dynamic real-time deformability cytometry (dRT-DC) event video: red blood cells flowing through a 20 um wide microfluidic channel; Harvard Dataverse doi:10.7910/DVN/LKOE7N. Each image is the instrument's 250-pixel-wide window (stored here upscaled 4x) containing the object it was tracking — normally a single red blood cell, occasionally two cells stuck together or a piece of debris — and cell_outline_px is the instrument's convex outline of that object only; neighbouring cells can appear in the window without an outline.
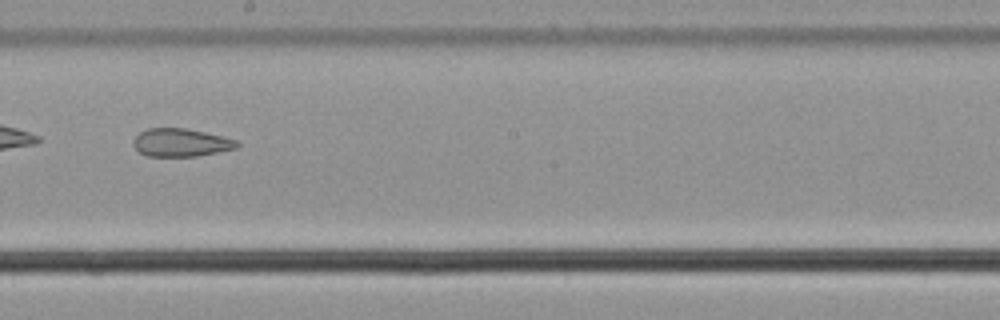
{"species": "common noctule bat (a hibernating species)", "species_latin": "Nyctalus noctula", "temperature_condition": "cold", "stored_images_in_passage": 49, "camera_frame_rate_fps": 3000, "um_per_image_px": 0.085, "animal": {"sex": "male", "body_mass_g": 21.5, "forearm_length_mm": 52.0}, "frame": {"image": 1, "passage_image": 25, "time_ms": 8.0, "image_size_px": [1000, 320], "cell_outline_px": [[240, 144], [236, 148], [196, 156], [148, 156], [140, 152], [132, 144], [132, 140], [140, 132], [148, 128], [188, 128], [236, 140]], "centroid_in_image_um": [15.34, 12.11], "position_along_channel_um": 232.9, "area_um2": 16.76}}
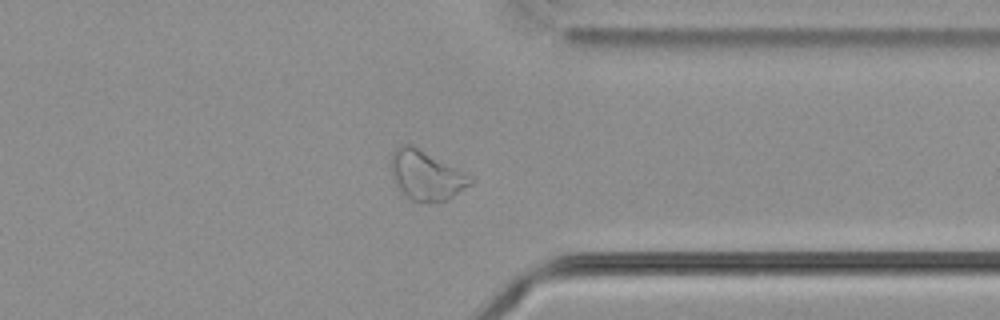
{"frame": {"image": 2, "passage_image": 37, "time_ms": 12.0, "image_size_px": [1000, 320], "cell_outline_px": [[476, 180], [472, 184], [452, 196], [444, 200], [412, 200], [400, 192], [392, 176], [392, 152], [396, 148], [404, 144], [408, 144], [472, 176]], "centroid_in_image_um": [36.23, 14.91], "position_along_channel_um": 375.2, "area_um2": 21.96}}
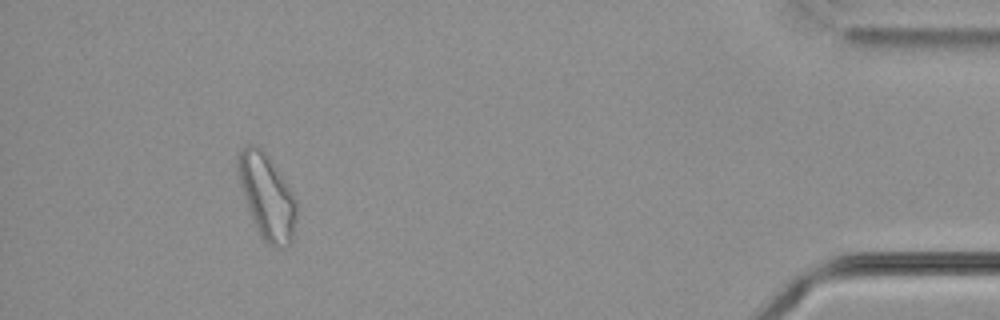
{"frame": {"image": 3, "passage_image": 45, "time_ms": 14.667, "image_size_px": [1000, 320], "cell_outline_px": [[296, 220], [292, 240], [288, 244], [280, 248], [276, 248], [268, 244], [260, 236], [252, 220], [240, 184], [236, 168], [236, 156], [244, 144], [256, 144], [268, 156], [288, 184], [296, 200]], "centroid_in_image_um": [22.67, 16.67], "position_along_channel_um": 412.5, "area_um2": 29.07}, "authors_computed_cell_mechanics": {"area_um2": 23.409, "velocity_mm_per_s": 3.6818, "shape_relaxation_time_tau1_ms": null, "shape_relaxation_time_tau2_ms": 2.3219, "deformation_change_tau1": null, "deformation_change_tau2": 0.0987}}